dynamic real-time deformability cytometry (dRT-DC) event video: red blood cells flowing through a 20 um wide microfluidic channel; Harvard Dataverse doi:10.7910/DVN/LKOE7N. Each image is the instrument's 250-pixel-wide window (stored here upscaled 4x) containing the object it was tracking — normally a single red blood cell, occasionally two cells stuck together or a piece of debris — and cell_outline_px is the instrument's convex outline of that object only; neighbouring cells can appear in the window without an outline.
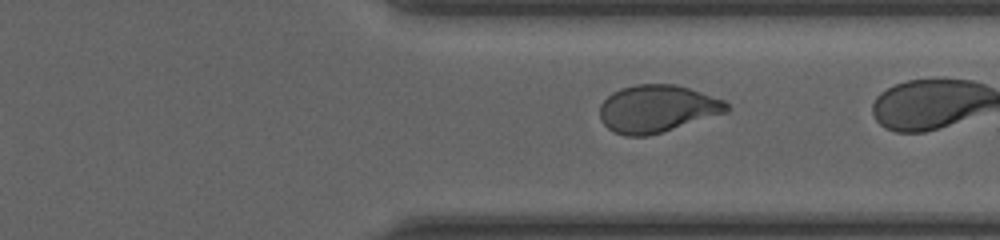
{"species": "human", "species_latin": "Homo sapiens", "temperature_condition": "cold", "stored_images_in_passage": 40, "camera_frame_rate_fps": 3000, "um_per_image_px": 0.085, "donor": {"sex": "male"}, "frame": {"image": 1, "passage_image": 37, "time_ms": 12.0, "image_size_px": [1000, 240], "cell_outline_px": [[728, 112], [648, 136], [624, 136], [608, 128], [600, 120], [600, 104], [612, 92], [620, 88], [636, 84], [676, 84], [724, 100], [728, 104]], "centroid_in_image_um": [55.83, 9.24], "position_along_channel_um": 355.6, "area_um2": 34.91}}